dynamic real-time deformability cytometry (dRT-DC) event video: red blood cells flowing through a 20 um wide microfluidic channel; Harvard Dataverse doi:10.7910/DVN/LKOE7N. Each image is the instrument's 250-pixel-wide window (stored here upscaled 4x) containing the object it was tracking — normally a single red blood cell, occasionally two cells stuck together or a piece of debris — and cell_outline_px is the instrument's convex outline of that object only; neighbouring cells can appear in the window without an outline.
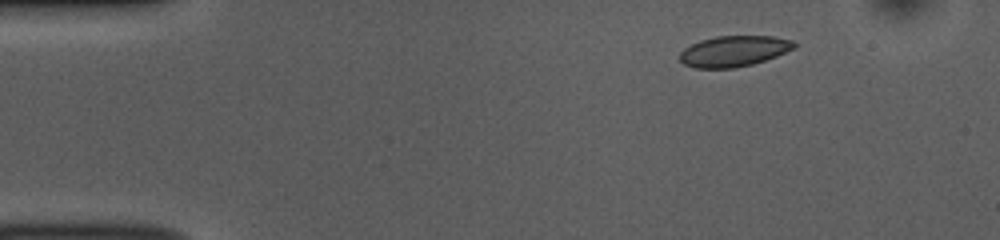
{"species": "common noctule bat (a hibernating species)", "species_latin": "Nyctalus noctula", "temperature_condition": "room temperature", "stored_images_in_passage": 46, "camera_frame_rate_fps": 3000, "um_per_image_px": 0.085, "animal": {"sex": "female", "body_mass_g": 10.0, "forearm_length_mm": 53.1}, "frame": {"image": 1, "passage_image": 1, "time_ms": 0.0, "image_size_px": [1000, 240], "cell_outline_px": [[796, 48], [776, 56], [752, 64], [732, 68], [696, 68], [684, 64], [680, 60], [680, 52], [684, 48], [700, 40], [716, 36], [772, 36], [792, 40], [796, 44]], "centroid_in_image_um": [62.38, 4.34], "position_along_channel_um": 22.6, "area_um2": 20.46}}
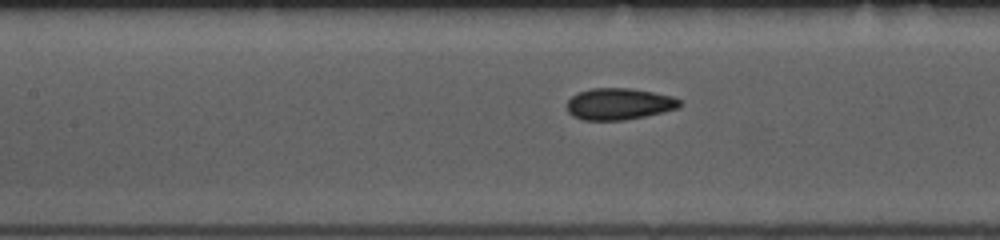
{"frame": {"image": 2, "passage_image": 17, "time_ms": 5.333, "image_size_px": [1000, 240], "cell_outline_px": [[684, 104], [680, 108], [644, 116], [624, 120], [584, 120], [572, 116], [568, 112], [568, 100], [572, 96], [580, 92], [592, 88], [632, 88], [672, 96], [680, 100]], "centroid_in_image_um": [52.65, 8.83], "position_along_channel_um": 154.8, "area_um2": 20.75}}
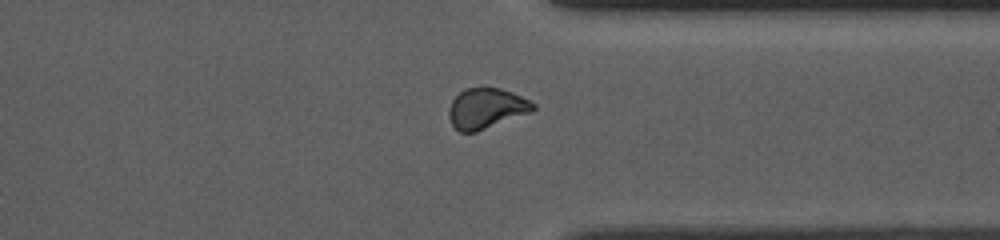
{"frame": {"image": 3, "passage_image": 34, "time_ms": 11.0, "image_size_px": [1000, 240], "cell_outline_px": [[536, 108], [532, 112], [476, 132], [460, 132], [452, 124], [448, 116], [448, 112], [452, 100], [464, 88], [484, 84], [500, 88], [512, 92], [536, 104]], "centroid_in_image_um": [41.33, 9.17], "position_along_channel_um": 370.1, "area_um2": 20.29}, "authors_computed_cell_mechanics": {"area_um2": 20.5479, "velocity_mm_per_s": 3.8358, "shape_relaxation_time_tau1_ms": 2.9019, "shape_relaxation_time_tau2_ms": 1.5816, "deformation_change_tau1": 0.0808, "deformation_change_tau2": 0.0471}}